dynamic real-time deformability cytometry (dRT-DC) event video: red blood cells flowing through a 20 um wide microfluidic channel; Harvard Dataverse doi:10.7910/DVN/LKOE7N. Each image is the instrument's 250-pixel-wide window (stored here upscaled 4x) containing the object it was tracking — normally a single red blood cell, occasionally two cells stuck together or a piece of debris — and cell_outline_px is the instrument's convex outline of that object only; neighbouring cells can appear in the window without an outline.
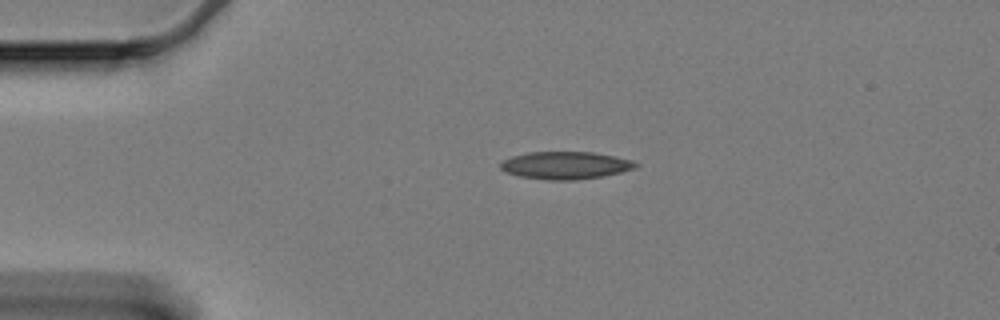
{"species": "Egyptian fruit bat (a non-hibernating species)", "species_latin": "Rousettus aegyptiacus", "temperature_condition": "cold", "stored_images_in_passage": 48, "camera_frame_rate_fps": 3000, "um_per_image_px": 0.085, "animal": {"sex": "female"}, "frame": {"image": 1, "passage_image": 1, "time_ms": 0.0, "image_size_px": [1000, 320], "cell_outline_px": [[640, 164], [636, 168], [620, 172], [600, 176], [572, 180], [548, 180], [520, 176], [504, 172], [500, 168], [500, 164], [504, 160], [512, 156], [528, 152], [592, 152], [632, 160]], "centroid_in_image_um": [48.04, 14.05], "position_along_channel_um": 37.0, "area_um2": 21.5}}
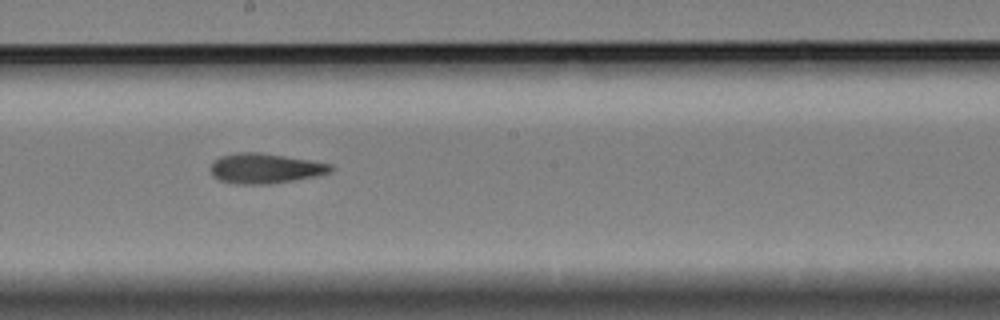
{"frame": {"image": 2, "passage_image": 21, "time_ms": 6.667, "image_size_px": [1000, 320], "cell_outline_px": [[336, 168], [332, 172], [316, 176], [268, 184], [236, 184], [220, 180], [212, 176], [212, 164], [220, 156], [236, 152], [260, 152], [332, 164]], "centroid_in_image_um": [22.56, 14.31], "position_along_channel_um": 225.6, "area_um2": 20.92}}
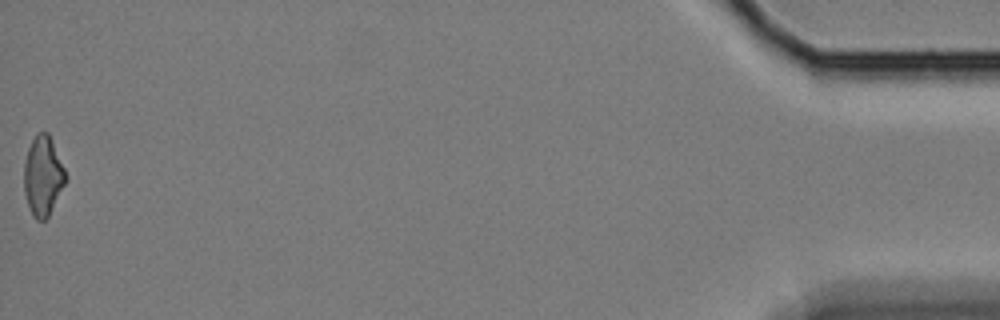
{"frame": {"image": 3, "passage_image": 48, "time_ms": 15.667, "image_size_px": [1000, 320], "cell_outline_px": [[68, 180], [48, 216], [44, 220], [36, 220], [32, 216], [24, 192], [24, 164], [28, 148], [32, 140], [40, 132], [48, 132], [52, 140], [68, 176]], "centroid_in_image_um": [3.67, 14.97], "position_along_channel_um": 431.5, "area_um2": 19.36}, "authors_computed_cell_mechanics": {"area_um2": 20.6057, "velocity_mm_per_s": 3.3302, "shape_relaxation_time_tau1_ms": null, "shape_relaxation_time_tau2_ms": 7.1142, "deformation_change_tau1": null, "deformation_change_tau2": 0.1627}}